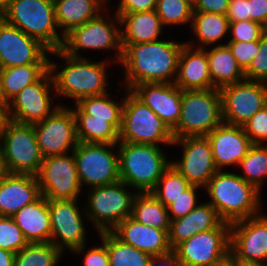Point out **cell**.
<instances>
[{"label":"cell","mask_w":267,"mask_h":266,"mask_svg":"<svg viewBox=\"0 0 267 266\" xmlns=\"http://www.w3.org/2000/svg\"><path fill=\"white\" fill-rule=\"evenodd\" d=\"M107 251L110 266H149V254L123 243L111 231L107 232Z\"/></svg>","instance_id":"obj_36"},{"label":"cell","mask_w":267,"mask_h":266,"mask_svg":"<svg viewBox=\"0 0 267 266\" xmlns=\"http://www.w3.org/2000/svg\"><path fill=\"white\" fill-rule=\"evenodd\" d=\"M222 123L219 89L182 90L179 122L172 130L175 139L186 136H207Z\"/></svg>","instance_id":"obj_5"},{"label":"cell","mask_w":267,"mask_h":266,"mask_svg":"<svg viewBox=\"0 0 267 266\" xmlns=\"http://www.w3.org/2000/svg\"><path fill=\"white\" fill-rule=\"evenodd\" d=\"M189 3H191L192 5H194L196 3L197 0H187Z\"/></svg>","instance_id":"obj_60"},{"label":"cell","mask_w":267,"mask_h":266,"mask_svg":"<svg viewBox=\"0 0 267 266\" xmlns=\"http://www.w3.org/2000/svg\"><path fill=\"white\" fill-rule=\"evenodd\" d=\"M165 264L167 266H186L178 257L176 252L174 250H171L168 253L161 254V255H155L151 257L149 266H158L156 264Z\"/></svg>","instance_id":"obj_52"},{"label":"cell","mask_w":267,"mask_h":266,"mask_svg":"<svg viewBox=\"0 0 267 266\" xmlns=\"http://www.w3.org/2000/svg\"><path fill=\"white\" fill-rule=\"evenodd\" d=\"M211 204L219 217L233 223L259 215V190L241 175L218 170L206 185Z\"/></svg>","instance_id":"obj_2"},{"label":"cell","mask_w":267,"mask_h":266,"mask_svg":"<svg viewBox=\"0 0 267 266\" xmlns=\"http://www.w3.org/2000/svg\"><path fill=\"white\" fill-rule=\"evenodd\" d=\"M28 244L12 217L0 216V248L16 253Z\"/></svg>","instance_id":"obj_41"},{"label":"cell","mask_w":267,"mask_h":266,"mask_svg":"<svg viewBox=\"0 0 267 266\" xmlns=\"http://www.w3.org/2000/svg\"><path fill=\"white\" fill-rule=\"evenodd\" d=\"M215 165L221 170L225 165H239L253 145L243 126L222 123L207 135Z\"/></svg>","instance_id":"obj_22"},{"label":"cell","mask_w":267,"mask_h":266,"mask_svg":"<svg viewBox=\"0 0 267 266\" xmlns=\"http://www.w3.org/2000/svg\"><path fill=\"white\" fill-rule=\"evenodd\" d=\"M198 186L191 185L187 190L181 193V195L175 199L168 207V212L171 211L172 216L170 220H175L189 214L196 205V189Z\"/></svg>","instance_id":"obj_45"},{"label":"cell","mask_w":267,"mask_h":266,"mask_svg":"<svg viewBox=\"0 0 267 266\" xmlns=\"http://www.w3.org/2000/svg\"><path fill=\"white\" fill-rule=\"evenodd\" d=\"M157 0H121L117 13H138L156 9Z\"/></svg>","instance_id":"obj_48"},{"label":"cell","mask_w":267,"mask_h":266,"mask_svg":"<svg viewBox=\"0 0 267 266\" xmlns=\"http://www.w3.org/2000/svg\"><path fill=\"white\" fill-rule=\"evenodd\" d=\"M193 51V52H192ZM174 84L181 90H206L212 88L207 51L192 50L185 43L179 55L178 72Z\"/></svg>","instance_id":"obj_25"},{"label":"cell","mask_w":267,"mask_h":266,"mask_svg":"<svg viewBox=\"0 0 267 266\" xmlns=\"http://www.w3.org/2000/svg\"><path fill=\"white\" fill-rule=\"evenodd\" d=\"M223 222L211 204H200L186 216L171 220L169 245L174 250L193 235L218 228Z\"/></svg>","instance_id":"obj_26"},{"label":"cell","mask_w":267,"mask_h":266,"mask_svg":"<svg viewBox=\"0 0 267 266\" xmlns=\"http://www.w3.org/2000/svg\"><path fill=\"white\" fill-rule=\"evenodd\" d=\"M49 70V64H28L0 69L3 102H9L26 86L38 81Z\"/></svg>","instance_id":"obj_32"},{"label":"cell","mask_w":267,"mask_h":266,"mask_svg":"<svg viewBox=\"0 0 267 266\" xmlns=\"http://www.w3.org/2000/svg\"><path fill=\"white\" fill-rule=\"evenodd\" d=\"M56 66L49 61V70L38 81L26 86L8 102L12 121L35 124L46 119L59 107L51 110L49 96V89L51 85L54 86L52 73L58 68ZM11 109L14 110L11 111Z\"/></svg>","instance_id":"obj_14"},{"label":"cell","mask_w":267,"mask_h":266,"mask_svg":"<svg viewBox=\"0 0 267 266\" xmlns=\"http://www.w3.org/2000/svg\"><path fill=\"white\" fill-rule=\"evenodd\" d=\"M55 19L62 30V39L72 29L96 18L104 0H53ZM103 1V2H102ZM106 1V0H105ZM96 13V14H95Z\"/></svg>","instance_id":"obj_30"},{"label":"cell","mask_w":267,"mask_h":266,"mask_svg":"<svg viewBox=\"0 0 267 266\" xmlns=\"http://www.w3.org/2000/svg\"><path fill=\"white\" fill-rule=\"evenodd\" d=\"M126 185L119 181L111 185L92 187L87 215L99 233L112 231L121 221L132 215L136 194L127 192L124 189Z\"/></svg>","instance_id":"obj_10"},{"label":"cell","mask_w":267,"mask_h":266,"mask_svg":"<svg viewBox=\"0 0 267 266\" xmlns=\"http://www.w3.org/2000/svg\"><path fill=\"white\" fill-rule=\"evenodd\" d=\"M190 186L191 184L186 180V178L174 167V165L171 164L158 180L152 194L165 207H168Z\"/></svg>","instance_id":"obj_37"},{"label":"cell","mask_w":267,"mask_h":266,"mask_svg":"<svg viewBox=\"0 0 267 266\" xmlns=\"http://www.w3.org/2000/svg\"><path fill=\"white\" fill-rule=\"evenodd\" d=\"M77 199L48 200L51 221V239L61 252L64 246L81 252L85 246V228L76 206ZM57 236L61 239L56 240Z\"/></svg>","instance_id":"obj_19"},{"label":"cell","mask_w":267,"mask_h":266,"mask_svg":"<svg viewBox=\"0 0 267 266\" xmlns=\"http://www.w3.org/2000/svg\"><path fill=\"white\" fill-rule=\"evenodd\" d=\"M223 122L243 126L267 104V85L244 79L220 89Z\"/></svg>","instance_id":"obj_11"},{"label":"cell","mask_w":267,"mask_h":266,"mask_svg":"<svg viewBox=\"0 0 267 266\" xmlns=\"http://www.w3.org/2000/svg\"><path fill=\"white\" fill-rule=\"evenodd\" d=\"M174 251L186 266H212L230 253V223L197 233Z\"/></svg>","instance_id":"obj_13"},{"label":"cell","mask_w":267,"mask_h":266,"mask_svg":"<svg viewBox=\"0 0 267 266\" xmlns=\"http://www.w3.org/2000/svg\"><path fill=\"white\" fill-rule=\"evenodd\" d=\"M65 59L66 65L56 75H52L56 93L75 98L77 103L83 98L106 94L105 64L89 63L82 57H72L61 49L50 51Z\"/></svg>","instance_id":"obj_7"},{"label":"cell","mask_w":267,"mask_h":266,"mask_svg":"<svg viewBox=\"0 0 267 266\" xmlns=\"http://www.w3.org/2000/svg\"><path fill=\"white\" fill-rule=\"evenodd\" d=\"M102 238V247L90 249L85 256V266H110V258L107 251V232L99 233Z\"/></svg>","instance_id":"obj_47"},{"label":"cell","mask_w":267,"mask_h":266,"mask_svg":"<svg viewBox=\"0 0 267 266\" xmlns=\"http://www.w3.org/2000/svg\"><path fill=\"white\" fill-rule=\"evenodd\" d=\"M163 26L191 22L193 5L187 0H157L155 9Z\"/></svg>","instance_id":"obj_39"},{"label":"cell","mask_w":267,"mask_h":266,"mask_svg":"<svg viewBox=\"0 0 267 266\" xmlns=\"http://www.w3.org/2000/svg\"><path fill=\"white\" fill-rule=\"evenodd\" d=\"M230 254L246 263L267 261V216L259 215L230 224Z\"/></svg>","instance_id":"obj_16"},{"label":"cell","mask_w":267,"mask_h":266,"mask_svg":"<svg viewBox=\"0 0 267 266\" xmlns=\"http://www.w3.org/2000/svg\"><path fill=\"white\" fill-rule=\"evenodd\" d=\"M8 173L5 162H4V155H3V148L0 145V178L3 177Z\"/></svg>","instance_id":"obj_56"},{"label":"cell","mask_w":267,"mask_h":266,"mask_svg":"<svg viewBox=\"0 0 267 266\" xmlns=\"http://www.w3.org/2000/svg\"><path fill=\"white\" fill-rule=\"evenodd\" d=\"M245 134L252 144L267 141V104L256 112L244 125Z\"/></svg>","instance_id":"obj_44"},{"label":"cell","mask_w":267,"mask_h":266,"mask_svg":"<svg viewBox=\"0 0 267 266\" xmlns=\"http://www.w3.org/2000/svg\"><path fill=\"white\" fill-rule=\"evenodd\" d=\"M123 243L131 245L150 256L170 252L169 230L141 224L131 216L121 221L112 231Z\"/></svg>","instance_id":"obj_24"},{"label":"cell","mask_w":267,"mask_h":266,"mask_svg":"<svg viewBox=\"0 0 267 266\" xmlns=\"http://www.w3.org/2000/svg\"><path fill=\"white\" fill-rule=\"evenodd\" d=\"M173 130L181 112L182 90L174 83H142L130 90Z\"/></svg>","instance_id":"obj_21"},{"label":"cell","mask_w":267,"mask_h":266,"mask_svg":"<svg viewBox=\"0 0 267 266\" xmlns=\"http://www.w3.org/2000/svg\"><path fill=\"white\" fill-rule=\"evenodd\" d=\"M0 102H3L2 85H1V75H0Z\"/></svg>","instance_id":"obj_59"},{"label":"cell","mask_w":267,"mask_h":266,"mask_svg":"<svg viewBox=\"0 0 267 266\" xmlns=\"http://www.w3.org/2000/svg\"><path fill=\"white\" fill-rule=\"evenodd\" d=\"M212 88L221 89L225 86L244 80L245 75L238 65L229 46L218 45L207 52Z\"/></svg>","instance_id":"obj_31"},{"label":"cell","mask_w":267,"mask_h":266,"mask_svg":"<svg viewBox=\"0 0 267 266\" xmlns=\"http://www.w3.org/2000/svg\"><path fill=\"white\" fill-rule=\"evenodd\" d=\"M36 177L48 200L77 199L81 190L73 152L44 158Z\"/></svg>","instance_id":"obj_12"},{"label":"cell","mask_w":267,"mask_h":266,"mask_svg":"<svg viewBox=\"0 0 267 266\" xmlns=\"http://www.w3.org/2000/svg\"><path fill=\"white\" fill-rule=\"evenodd\" d=\"M75 104L76 110L72 112L79 142L118 144L122 118H89V114Z\"/></svg>","instance_id":"obj_28"},{"label":"cell","mask_w":267,"mask_h":266,"mask_svg":"<svg viewBox=\"0 0 267 266\" xmlns=\"http://www.w3.org/2000/svg\"><path fill=\"white\" fill-rule=\"evenodd\" d=\"M230 0H197L193 11L211 12L226 15Z\"/></svg>","instance_id":"obj_50"},{"label":"cell","mask_w":267,"mask_h":266,"mask_svg":"<svg viewBox=\"0 0 267 266\" xmlns=\"http://www.w3.org/2000/svg\"><path fill=\"white\" fill-rule=\"evenodd\" d=\"M173 131L162 119L130 90L123 101L119 142L158 146L173 145Z\"/></svg>","instance_id":"obj_6"},{"label":"cell","mask_w":267,"mask_h":266,"mask_svg":"<svg viewBox=\"0 0 267 266\" xmlns=\"http://www.w3.org/2000/svg\"><path fill=\"white\" fill-rule=\"evenodd\" d=\"M15 253L0 248V266H14Z\"/></svg>","instance_id":"obj_54"},{"label":"cell","mask_w":267,"mask_h":266,"mask_svg":"<svg viewBox=\"0 0 267 266\" xmlns=\"http://www.w3.org/2000/svg\"><path fill=\"white\" fill-rule=\"evenodd\" d=\"M1 140L8 173L36 175L39 172L44 157L38 146L33 124L11 120Z\"/></svg>","instance_id":"obj_8"},{"label":"cell","mask_w":267,"mask_h":266,"mask_svg":"<svg viewBox=\"0 0 267 266\" xmlns=\"http://www.w3.org/2000/svg\"><path fill=\"white\" fill-rule=\"evenodd\" d=\"M28 243L50 242L51 221L48 199L41 195L12 216Z\"/></svg>","instance_id":"obj_27"},{"label":"cell","mask_w":267,"mask_h":266,"mask_svg":"<svg viewBox=\"0 0 267 266\" xmlns=\"http://www.w3.org/2000/svg\"><path fill=\"white\" fill-rule=\"evenodd\" d=\"M226 16L229 22L250 20L249 0H230Z\"/></svg>","instance_id":"obj_49"},{"label":"cell","mask_w":267,"mask_h":266,"mask_svg":"<svg viewBox=\"0 0 267 266\" xmlns=\"http://www.w3.org/2000/svg\"><path fill=\"white\" fill-rule=\"evenodd\" d=\"M61 254L51 242L28 243L15 253L14 266H56Z\"/></svg>","instance_id":"obj_35"},{"label":"cell","mask_w":267,"mask_h":266,"mask_svg":"<svg viewBox=\"0 0 267 266\" xmlns=\"http://www.w3.org/2000/svg\"><path fill=\"white\" fill-rule=\"evenodd\" d=\"M229 32L233 35L229 42H253L260 40L267 29L252 20L230 22Z\"/></svg>","instance_id":"obj_42"},{"label":"cell","mask_w":267,"mask_h":266,"mask_svg":"<svg viewBox=\"0 0 267 266\" xmlns=\"http://www.w3.org/2000/svg\"><path fill=\"white\" fill-rule=\"evenodd\" d=\"M1 17L25 34L39 40L50 51L62 48L56 30L53 0H11Z\"/></svg>","instance_id":"obj_4"},{"label":"cell","mask_w":267,"mask_h":266,"mask_svg":"<svg viewBox=\"0 0 267 266\" xmlns=\"http://www.w3.org/2000/svg\"><path fill=\"white\" fill-rule=\"evenodd\" d=\"M121 30V44H141L157 41L163 26L155 10L138 13H116Z\"/></svg>","instance_id":"obj_29"},{"label":"cell","mask_w":267,"mask_h":266,"mask_svg":"<svg viewBox=\"0 0 267 266\" xmlns=\"http://www.w3.org/2000/svg\"><path fill=\"white\" fill-rule=\"evenodd\" d=\"M192 29L203 48L222 39L229 31V20L226 15L211 12L193 11Z\"/></svg>","instance_id":"obj_34"},{"label":"cell","mask_w":267,"mask_h":266,"mask_svg":"<svg viewBox=\"0 0 267 266\" xmlns=\"http://www.w3.org/2000/svg\"><path fill=\"white\" fill-rule=\"evenodd\" d=\"M239 166L244 172L241 177L260 191L262 179L267 176V146L253 144Z\"/></svg>","instance_id":"obj_38"},{"label":"cell","mask_w":267,"mask_h":266,"mask_svg":"<svg viewBox=\"0 0 267 266\" xmlns=\"http://www.w3.org/2000/svg\"><path fill=\"white\" fill-rule=\"evenodd\" d=\"M77 104L89 114V118H122L121 105L108 98V94L91 96L81 99Z\"/></svg>","instance_id":"obj_40"},{"label":"cell","mask_w":267,"mask_h":266,"mask_svg":"<svg viewBox=\"0 0 267 266\" xmlns=\"http://www.w3.org/2000/svg\"><path fill=\"white\" fill-rule=\"evenodd\" d=\"M41 195L36 175L7 173L0 178V216L12 217Z\"/></svg>","instance_id":"obj_23"},{"label":"cell","mask_w":267,"mask_h":266,"mask_svg":"<svg viewBox=\"0 0 267 266\" xmlns=\"http://www.w3.org/2000/svg\"><path fill=\"white\" fill-rule=\"evenodd\" d=\"M212 266H237V260L229 253L225 258Z\"/></svg>","instance_id":"obj_55"},{"label":"cell","mask_w":267,"mask_h":266,"mask_svg":"<svg viewBox=\"0 0 267 266\" xmlns=\"http://www.w3.org/2000/svg\"><path fill=\"white\" fill-rule=\"evenodd\" d=\"M50 50L0 16V69L28 64H49Z\"/></svg>","instance_id":"obj_15"},{"label":"cell","mask_w":267,"mask_h":266,"mask_svg":"<svg viewBox=\"0 0 267 266\" xmlns=\"http://www.w3.org/2000/svg\"><path fill=\"white\" fill-rule=\"evenodd\" d=\"M185 43L153 41L121 44L120 63L125 67L128 91L142 83H174L168 80L178 72V60Z\"/></svg>","instance_id":"obj_1"},{"label":"cell","mask_w":267,"mask_h":266,"mask_svg":"<svg viewBox=\"0 0 267 266\" xmlns=\"http://www.w3.org/2000/svg\"><path fill=\"white\" fill-rule=\"evenodd\" d=\"M117 144L83 143L72 150L80 184L106 186L120 181L119 157L110 148Z\"/></svg>","instance_id":"obj_9"},{"label":"cell","mask_w":267,"mask_h":266,"mask_svg":"<svg viewBox=\"0 0 267 266\" xmlns=\"http://www.w3.org/2000/svg\"><path fill=\"white\" fill-rule=\"evenodd\" d=\"M152 192L137 193L132 208L131 217L141 224L161 230H170V215Z\"/></svg>","instance_id":"obj_33"},{"label":"cell","mask_w":267,"mask_h":266,"mask_svg":"<svg viewBox=\"0 0 267 266\" xmlns=\"http://www.w3.org/2000/svg\"><path fill=\"white\" fill-rule=\"evenodd\" d=\"M260 51L252 59L249 67L244 71L247 80L267 84V31L260 38Z\"/></svg>","instance_id":"obj_43"},{"label":"cell","mask_w":267,"mask_h":266,"mask_svg":"<svg viewBox=\"0 0 267 266\" xmlns=\"http://www.w3.org/2000/svg\"><path fill=\"white\" fill-rule=\"evenodd\" d=\"M104 20L103 16L89 20L72 29L64 36L61 50L72 57L80 58L79 49H117L118 61L122 58L121 30Z\"/></svg>","instance_id":"obj_18"},{"label":"cell","mask_w":267,"mask_h":266,"mask_svg":"<svg viewBox=\"0 0 267 266\" xmlns=\"http://www.w3.org/2000/svg\"><path fill=\"white\" fill-rule=\"evenodd\" d=\"M120 181L134 186L140 193L152 192L171 165L155 145L119 142Z\"/></svg>","instance_id":"obj_3"},{"label":"cell","mask_w":267,"mask_h":266,"mask_svg":"<svg viewBox=\"0 0 267 266\" xmlns=\"http://www.w3.org/2000/svg\"><path fill=\"white\" fill-rule=\"evenodd\" d=\"M11 0H0V16L6 11L8 8L9 2Z\"/></svg>","instance_id":"obj_57"},{"label":"cell","mask_w":267,"mask_h":266,"mask_svg":"<svg viewBox=\"0 0 267 266\" xmlns=\"http://www.w3.org/2000/svg\"><path fill=\"white\" fill-rule=\"evenodd\" d=\"M181 143L183 157L171 164L194 186L206 187L218 171L207 136H186L175 139L173 145Z\"/></svg>","instance_id":"obj_20"},{"label":"cell","mask_w":267,"mask_h":266,"mask_svg":"<svg viewBox=\"0 0 267 266\" xmlns=\"http://www.w3.org/2000/svg\"><path fill=\"white\" fill-rule=\"evenodd\" d=\"M10 121L9 104L0 102V140Z\"/></svg>","instance_id":"obj_53"},{"label":"cell","mask_w":267,"mask_h":266,"mask_svg":"<svg viewBox=\"0 0 267 266\" xmlns=\"http://www.w3.org/2000/svg\"><path fill=\"white\" fill-rule=\"evenodd\" d=\"M250 20L267 29V0H249Z\"/></svg>","instance_id":"obj_51"},{"label":"cell","mask_w":267,"mask_h":266,"mask_svg":"<svg viewBox=\"0 0 267 266\" xmlns=\"http://www.w3.org/2000/svg\"><path fill=\"white\" fill-rule=\"evenodd\" d=\"M227 45L243 71L249 67L252 59L260 51L259 40L253 42H228Z\"/></svg>","instance_id":"obj_46"},{"label":"cell","mask_w":267,"mask_h":266,"mask_svg":"<svg viewBox=\"0 0 267 266\" xmlns=\"http://www.w3.org/2000/svg\"><path fill=\"white\" fill-rule=\"evenodd\" d=\"M38 146L44 158L66 154L79 141L72 109L59 106L43 121L33 124Z\"/></svg>","instance_id":"obj_17"},{"label":"cell","mask_w":267,"mask_h":266,"mask_svg":"<svg viewBox=\"0 0 267 266\" xmlns=\"http://www.w3.org/2000/svg\"><path fill=\"white\" fill-rule=\"evenodd\" d=\"M237 266H267L266 264H260V263H246L237 261Z\"/></svg>","instance_id":"obj_58"}]
</instances>
